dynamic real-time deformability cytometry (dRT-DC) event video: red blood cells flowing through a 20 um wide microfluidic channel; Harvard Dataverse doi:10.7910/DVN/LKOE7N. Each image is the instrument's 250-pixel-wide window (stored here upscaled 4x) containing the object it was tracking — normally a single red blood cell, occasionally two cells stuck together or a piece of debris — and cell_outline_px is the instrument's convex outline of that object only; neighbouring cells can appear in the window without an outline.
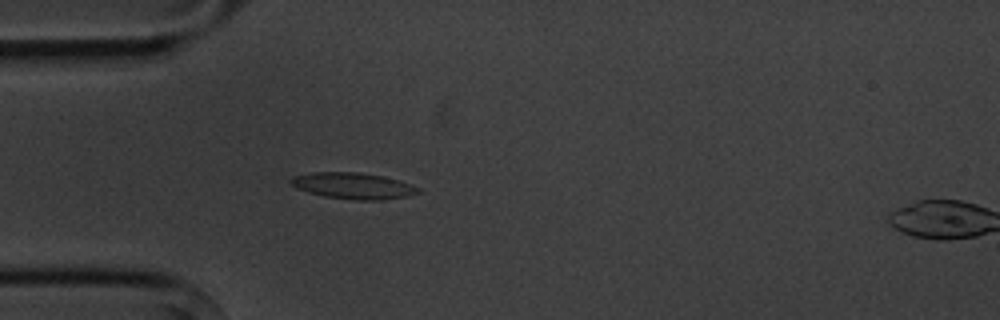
{"species": "common noctule bat (a hibernating species)", "species_latin": "Nyctalus noctula", "temperature_condition": "cold", "stored_images_in_passage": 5, "camera_frame_rate_fps": 3000, "um_per_image_px": 0.085, "animal": {"sex": "male", "body_mass_g": 20.1, "forearm_length_mm": 53.5}, "frame": {"image": 1, "passage_image": 4, "time_ms": 3.667, "image_size_px": [1000, 320], "cell_outline_px": [[420, 192], [404, 196], [384, 200], [356, 200], [324, 196], [308, 192], [296, 188], [288, 180], [292, 176], [312, 172], [360, 172], [384, 176], [420, 188]], "centroid_in_image_um": [29.96, 15.78], "position_along_channel_um": 55.0, "area_um2": 19.36}}